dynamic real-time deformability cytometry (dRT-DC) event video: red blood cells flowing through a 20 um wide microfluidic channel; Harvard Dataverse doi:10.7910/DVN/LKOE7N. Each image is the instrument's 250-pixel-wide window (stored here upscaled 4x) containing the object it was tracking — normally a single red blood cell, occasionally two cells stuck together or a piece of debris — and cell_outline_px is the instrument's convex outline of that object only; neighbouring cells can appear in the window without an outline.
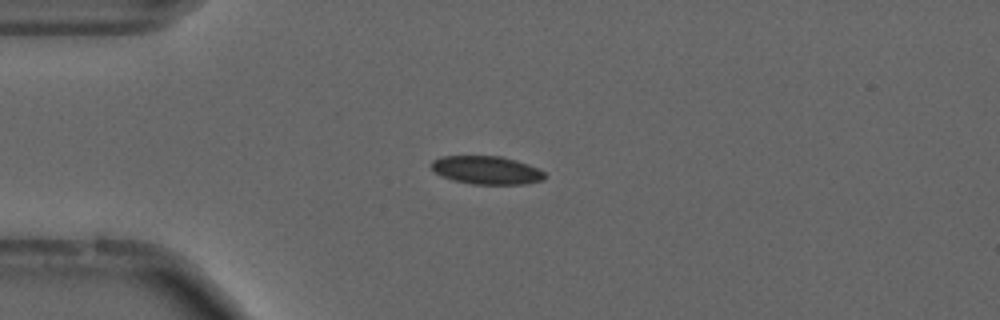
{"species": "common noctule bat (a hibernating species)", "species_latin": "Nyctalus noctula", "temperature_condition": "cold", "stored_images_in_passage": 47, "camera_frame_rate_fps": 3000, "um_per_image_px": 0.085, "animal": {"sex": "male", "forearm_length_mm": 52.5}, "frame": {"image": 1, "passage_image": 14, "time_ms": 4.333, "image_size_px": [1000, 320], "cell_outline_px": [[548, 176], [544, 180], [524, 184], [472, 184], [452, 180], [436, 172], [432, 168], [432, 160], [440, 156], [500, 156], [516, 160], [528, 164], [544, 172]], "centroid_in_image_um": [41.39, 14.46], "position_along_channel_um": 43.6, "area_um2": 18.61}, "authors_computed_cell_mechanics": {"area_um2": 18.3226, "velocity_mm_per_s": 3.7043, "shape_relaxation_time_tau1_ms": 10.9843, "shape_relaxation_time_tau2_ms": 3.6844, "deformation_change_tau1": 0.1488, "deformation_change_tau2": 0.0626}}